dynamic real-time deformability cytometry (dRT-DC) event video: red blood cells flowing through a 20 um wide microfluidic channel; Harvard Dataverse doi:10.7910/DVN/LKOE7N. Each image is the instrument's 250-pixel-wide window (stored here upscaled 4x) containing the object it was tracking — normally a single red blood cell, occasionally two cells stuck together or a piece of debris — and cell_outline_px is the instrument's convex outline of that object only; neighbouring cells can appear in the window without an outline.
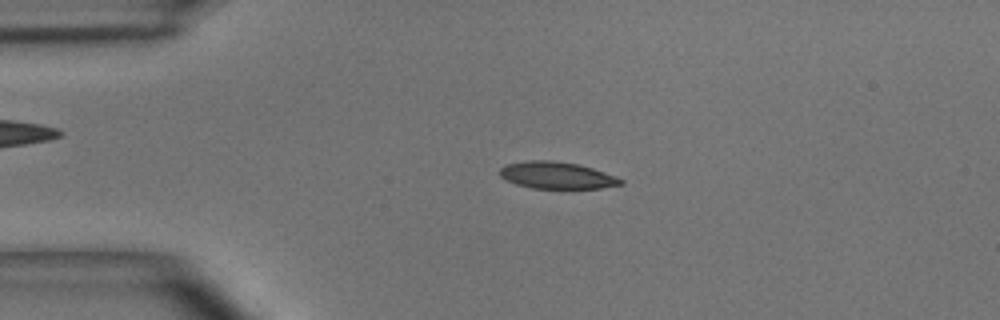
{"species": "common noctule bat (a hibernating species)", "species_latin": "Nyctalus noctula", "temperature_condition": "room temperature", "stored_images_in_passage": 49, "camera_frame_rate_fps": 3000, "um_per_image_px": 0.085, "animal": {"sex": "male", "body_mass_g": 15.6}, "frame": {"image": 1, "passage_image": 10, "time_ms": 3.0, "image_size_px": [1000, 320], "cell_outline_px": [[624, 184], [600, 188], [532, 188], [516, 184], [500, 176], [500, 168], [504, 164], [528, 160], [552, 160], [576, 164], [592, 168], [616, 176], [624, 180]], "centroid_in_image_um": [47.32, 14.89], "position_along_channel_um": 37.7, "area_um2": 18.9}}
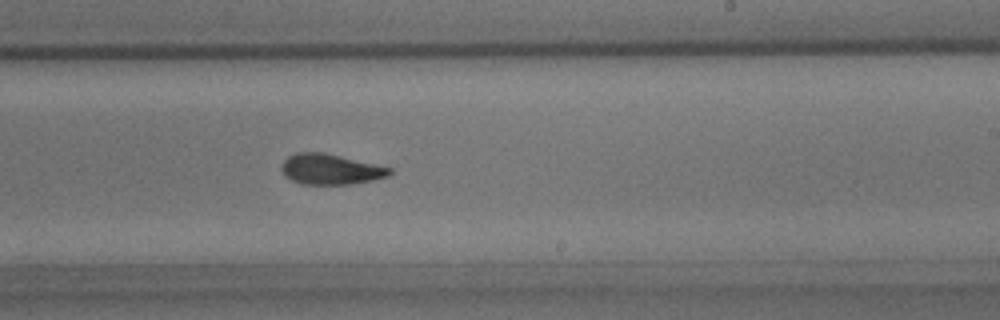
{"frame": {"image": 2, "passage_image": 29, "time_ms": 9.333, "image_size_px": [1000, 320], "cell_outline_px": [[392, 172], [388, 176], [372, 180], [352, 184], [300, 184], [284, 176], [280, 168], [284, 160], [288, 156], [296, 152], [324, 152], [392, 168]], "centroid_in_image_um": [28.06, 14.38], "position_along_channel_um": 260.9, "area_um2": 19.25}}
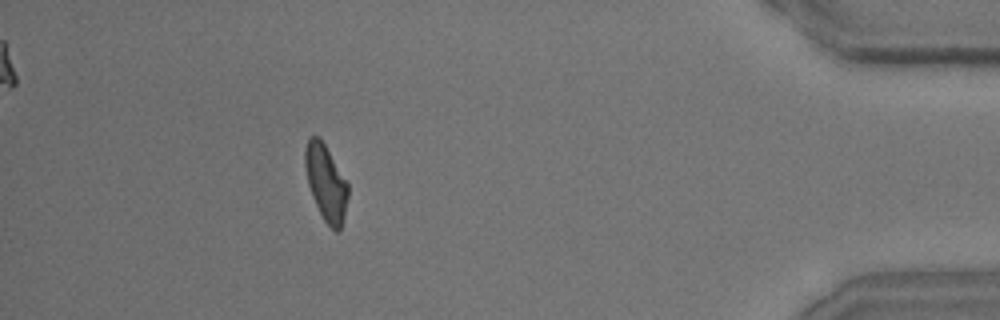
{"frame": {"image": 3, "passage_image": 44, "time_ms": 14.333, "image_size_px": [1000, 320], "cell_outline_px": [[348, 196], [344, 216], [340, 228], [336, 232], [324, 220], [312, 196], [308, 184], [304, 164], [304, 152], [308, 140], [312, 136], [320, 136], [348, 184]], "centroid_in_image_um": [27.69, 15.5], "position_along_channel_um": 407.5, "area_um2": 18.73}, "authors_computed_cell_mechanics": {"area_um2": 19.4786, "velocity_mm_per_s": 3.983, "shape_relaxation_time_tau1_ms": 4.7009, "shape_relaxation_time_tau2_ms": 2.2318, "deformation_change_tau1": 0.1822, "deformation_change_tau2": 0.098}}